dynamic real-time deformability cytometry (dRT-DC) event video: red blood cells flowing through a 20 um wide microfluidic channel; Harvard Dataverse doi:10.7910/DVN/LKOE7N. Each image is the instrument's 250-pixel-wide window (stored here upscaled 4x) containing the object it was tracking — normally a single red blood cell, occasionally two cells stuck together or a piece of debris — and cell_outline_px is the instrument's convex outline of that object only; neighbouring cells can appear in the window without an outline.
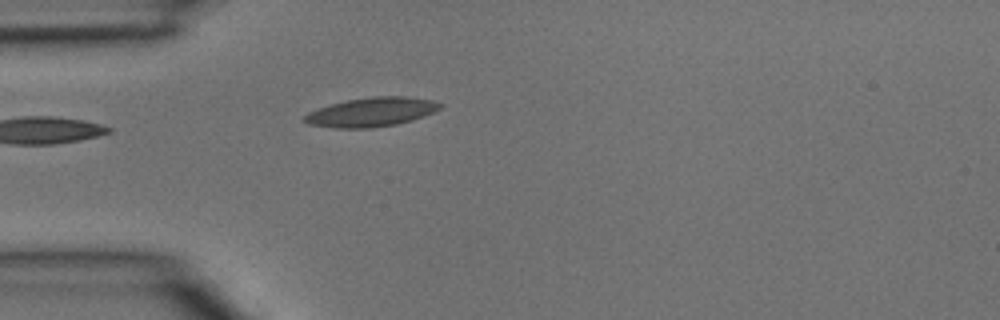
{"species": "common noctule bat (a hibernating species)", "species_latin": "Nyctalus noctula", "temperature_condition": "room temperature", "stored_images_in_passage": 2, "camera_frame_rate_fps": 3000, "um_per_image_px": 0.085, "animal": {"sex": "male", "body_mass_g": 15.6}, "frame": {"image": 1, "passage_image": 2, "time_ms": 0.333, "image_size_px": [1000, 320], "cell_outline_px": [[440, 108], [432, 112], [412, 120], [396, 124], [368, 128], [336, 128], [308, 124], [300, 120], [308, 112], [332, 104], [348, 100], [372, 96], [404, 96], [432, 100], [440, 104]], "centroid_in_image_um": [31.52, 9.53], "position_along_channel_um": 53.5, "area_um2": 22.72}}